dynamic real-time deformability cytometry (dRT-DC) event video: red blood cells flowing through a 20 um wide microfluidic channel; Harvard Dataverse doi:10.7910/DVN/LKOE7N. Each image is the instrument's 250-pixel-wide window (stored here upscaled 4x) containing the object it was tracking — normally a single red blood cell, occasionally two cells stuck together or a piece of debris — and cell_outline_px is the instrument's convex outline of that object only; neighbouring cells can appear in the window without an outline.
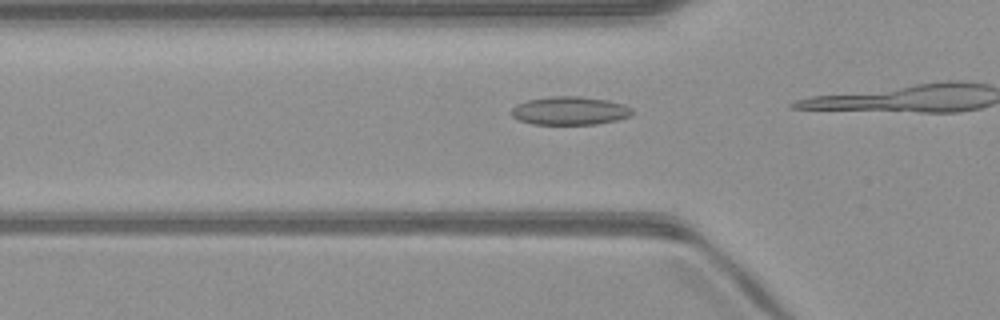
{"species": "common noctule bat (a hibernating species)", "species_latin": "Nyctalus noctula", "temperature_condition": "warm", "stored_images_in_passage": 15, "camera_frame_rate_fps": 3000, "um_per_image_px": 0.085, "animal": {"sex": "male", "body_mass_g": 23.1, "forearm_length_mm": 52.7}, "frame": {"image": 1, "passage_image": 13, "time_ms": 4.0, "image_size_px": [1000, 320], "cell_outline_px": [[632, 116], [616, 120], [596, 124], [532, 124], [520, 120], [512, 116], [508, 112], [516, 104], [528, 100], [548, 96], [580, 96], [608, 100], [624, 104], [632, 108]], "centroid_in_image_um": [48.42, 9.4], "position_along_channel_um": 77.4, "area_um2": 20.11}}